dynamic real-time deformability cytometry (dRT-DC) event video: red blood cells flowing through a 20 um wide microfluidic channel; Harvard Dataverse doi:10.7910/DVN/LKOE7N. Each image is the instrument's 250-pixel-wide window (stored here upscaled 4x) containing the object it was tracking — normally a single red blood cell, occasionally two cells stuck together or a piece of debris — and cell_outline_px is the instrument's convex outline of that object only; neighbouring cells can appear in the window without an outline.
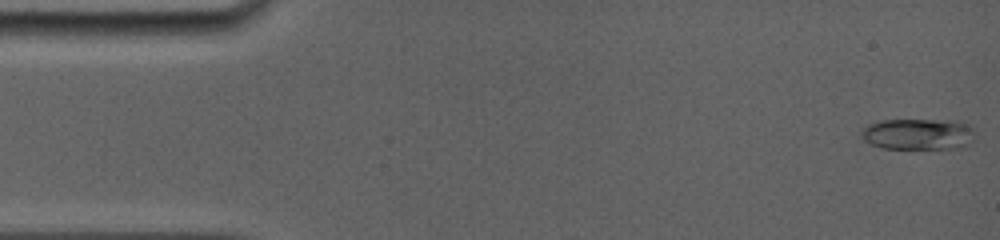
{"species": "common noctule bat (a hibernating species)", "species_latin": "Nyctalus noctula", "temperature_condition": "room temperature", "stored_images_in_passage": 56, "camera_frame_rate_fps": 5000, "um_per_image_px": 0.085, "animal": {"sex": "female", "body_mass_g": 19.0, "forearm_length_mm": 56.7}, "frame": {"image": 1, "passage_image": 1, "time_ms": 0.0, "image_size_px": [1000, 240], "cell_outline_px": [[972, 140], [968, 144], [960, 148], [880, 148], [864, 140], [860, 136], [860, 132], [868, 124], [880, 120], [952, 120], [964, 124], [972, 128]], "centroid_in_image_um": [77.98, 11.4], "position_along_channel_um": 7.0, "area_um2": 20.46}}
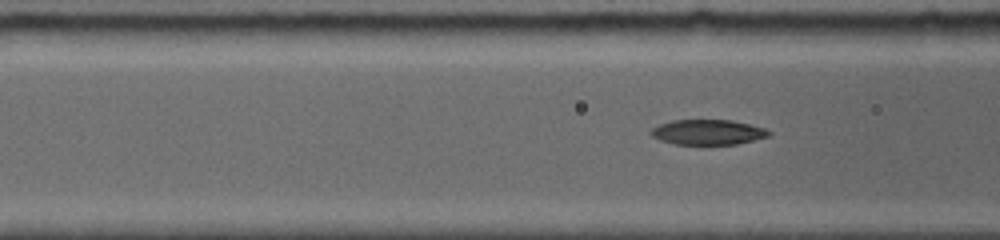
{"frame": {"image": 2, "passage_image": 41, "time_ms": 5.6, "image_size_px": [1000, 240], "cell_outline_px": [[772, 132], [768, 136], [736, 144], [672, 144], [660, 140], [652, 136], [648, 132], [652, 128], [660, 124], [672, 120], [732, 120], [764, 128]], "centroid_in_image_um": [60.12, 11.23], "position_along_channel_um": 106.5, "area_um2": 17.17}}
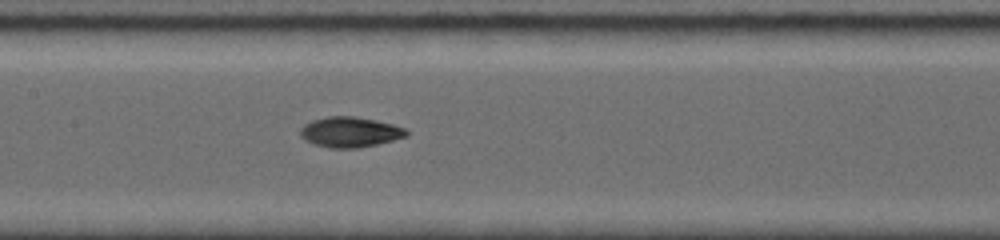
{"frame": {"image": 3, "passage_image": 55, "time_ms": 7.4, "image_size_px": [1000, 240], "cell_outline_px": [[408, 136], [376, 144], [356, 148], [328, 148], [304, 140], [300, 136], [300, 128], [304, 124], [312, 120], [328, 116], [352, 116], [376, 120], [392, 124], [404, 128], [408, 132]], "centroid_in_image_um": [29.72, 11.22], "position_along_channel_um": 177.7, "area_um2": 18.67}}